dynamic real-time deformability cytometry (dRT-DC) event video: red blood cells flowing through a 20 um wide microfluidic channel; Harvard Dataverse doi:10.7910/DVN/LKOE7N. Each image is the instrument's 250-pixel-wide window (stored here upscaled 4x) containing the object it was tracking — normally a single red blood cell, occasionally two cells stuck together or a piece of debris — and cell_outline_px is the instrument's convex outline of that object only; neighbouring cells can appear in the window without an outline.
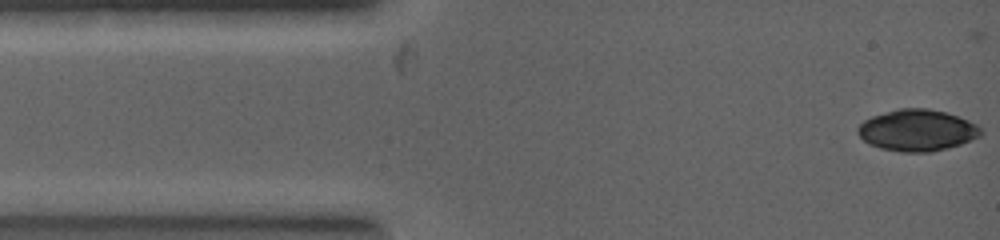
{"species": "common noctule bat (a hibernating species)", "species_latin": "Nyctalus noctula", "temperature_condition": "warm", "stored_images_in_passage": 3, "camera_frame_rate_fps": 5000, "um_per_image_px": 0.085, "animal": {"sex": "female", "body_mass_g": 19.0, "forearm_length_mm": 53.3}, "frame": {"image": 1, "passage_image": 1, "time_ms": 0.0, "image_size_px": [1000, 240], "cell_outline_px": [[984, 132], [980, 136], [960, 144], [948, 148], [932, 152], [900, 152], [880, 148], [868, 144], [856, 132], [856, 128], [864, 120], [872, 116], [900, 108], [928, 108], [944, 112], [968, 120], [976, 124]], "centroid_in_image_um": [77.94, 11.08], "position_along_channel_um": 7.1, "area_um2": 29.77}}